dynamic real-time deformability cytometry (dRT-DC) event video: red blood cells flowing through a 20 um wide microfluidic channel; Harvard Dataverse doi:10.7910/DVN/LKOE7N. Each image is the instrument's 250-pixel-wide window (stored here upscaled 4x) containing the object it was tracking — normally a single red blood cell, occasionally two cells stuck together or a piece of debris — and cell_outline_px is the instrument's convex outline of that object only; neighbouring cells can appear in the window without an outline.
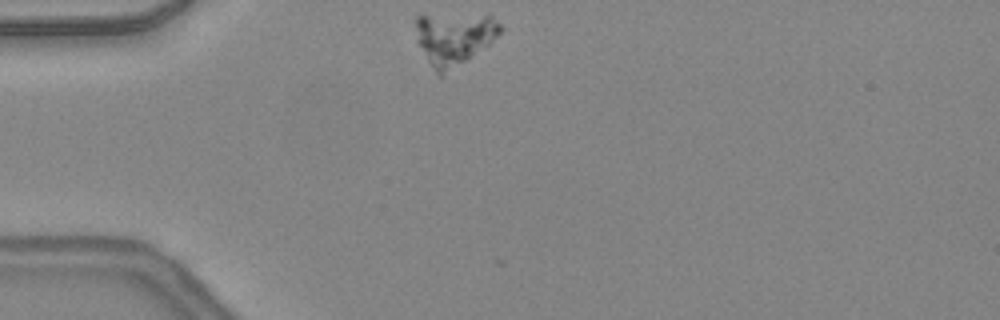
{"species": "common noctule bat (a hibernating species)", "species_latin": "Nyctalus noctula", "temperature_condition": "warm", "stored_images_in_passage": 14, "camera_frame_rate_fps": 3000, "um_per_image_px": 0.085, "animal": {"sex": "female", "body_mass_g": 24.6, "forearm_length_mm": 56.2}, "frame": {"image": 1, "passage_image": 1, "time_ms": 0.0, "image_size_px": [1000, 320], "cell_outline_px": [[500, 32], [488, 44], [444, 76], [440, 76], [436, 72], [416, 44], [416, 16], [492, 16], [500, 24]], "centroid_in_image_um": [38.54, 3.3], "position_along_channel_um": 46.5, "area_um2": 25.14}}
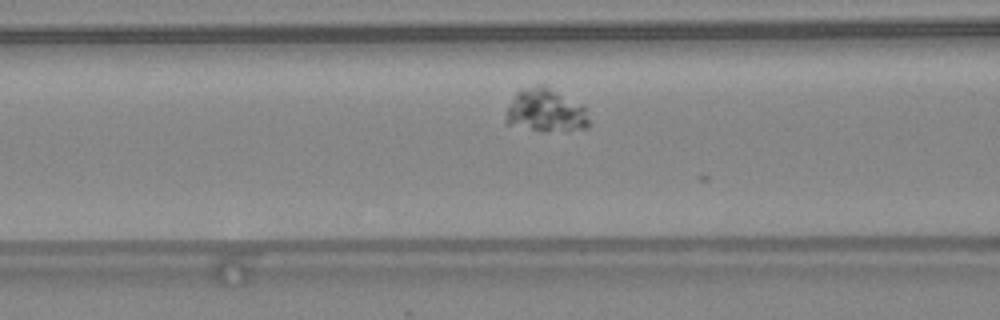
{"frame": {"image": 2, "passage_image": 8, "time_ms": 2.333, "image_size_px": [1000, 320], "cell_outline_px": [[592, 124], [588, 128], [568, 132], [540, 132], [504, 124], [504, 120], [508, 108], [516, 92], [520, 88], [536, 84], [548, 84], [584, 108]], "centroid_in_image_um": [46.38, 9.42], "position_along_channel_um": 120.2, "area_um2": 21.85}}